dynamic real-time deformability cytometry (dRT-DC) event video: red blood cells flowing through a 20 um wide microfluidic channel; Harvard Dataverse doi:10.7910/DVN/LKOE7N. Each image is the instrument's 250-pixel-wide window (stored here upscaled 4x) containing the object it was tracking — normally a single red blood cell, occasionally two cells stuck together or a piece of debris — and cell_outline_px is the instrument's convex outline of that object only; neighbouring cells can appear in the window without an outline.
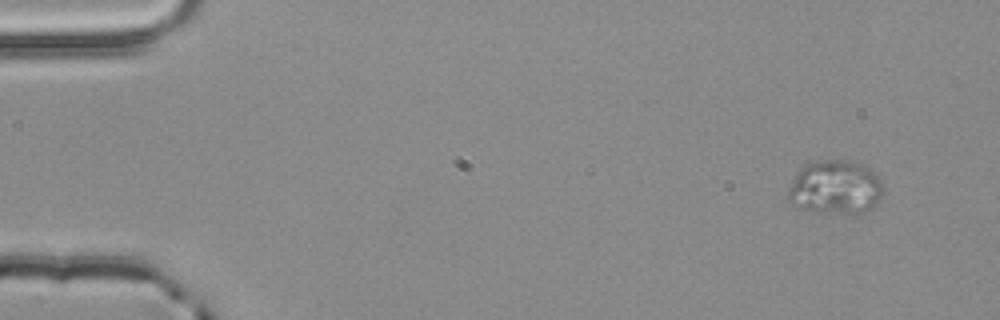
{"species": "common noctule bat (a hibernating species)", "species_latin": "Nyctalus noctula", "temperature_condition": "room temperature", "stored_images_in_passage": 5, "camera_frame_rate_fps": 3000, "um_per_image_px": 0.085, "animal": {"sex": "male", "body_mass_g": 20.4}, "frame": {"image": 1, "passage_image": 5, "time_ms": 1.333, "image_size_px": [1000, 320], "cell_outline_px": [[884, 192], [876, 204], [860, 212], [808, 212], [792, 204], [788, 200], [788, 188], [800, 168], [808, 164], [828, 160], [852, 160], [860, 164], [872, 172], [880, 180]], "centroid_in_image_um": [70.97, 15.93], "position_along_channel_um": 14.0, "area_um2": 29.36}}